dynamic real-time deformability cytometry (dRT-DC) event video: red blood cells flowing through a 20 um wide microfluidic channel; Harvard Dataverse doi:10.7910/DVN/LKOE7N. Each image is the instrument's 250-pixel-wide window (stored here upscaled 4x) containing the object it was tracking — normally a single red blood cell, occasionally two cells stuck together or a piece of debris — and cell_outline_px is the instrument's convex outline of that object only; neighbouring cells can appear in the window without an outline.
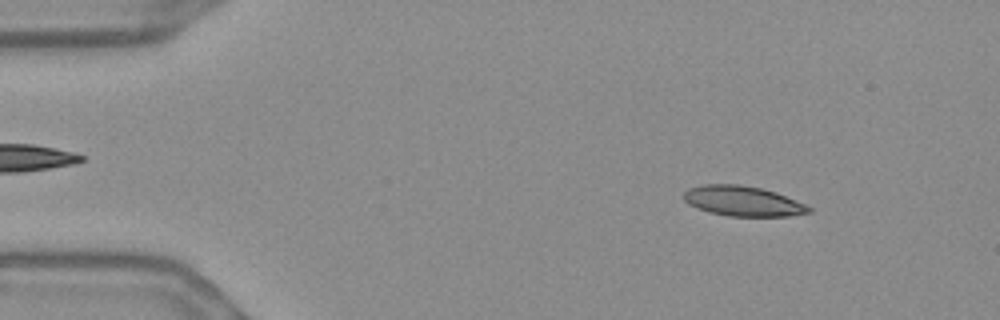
{"species": "Egyptian fruit bat (a non-hibernating species)", "species_latin": "Rousettus aegyptiacus", "temperature_condition": "warm", "stored_images_in_passage": 54, "camera_frame_rate_fps": 3000, "um_per_image_px": 0.085, "frame": {"image": 1, "passage_image": 6, "time_ms": 1.667, "image_size_px": [1000, 320], "cell_outline_px": [[812, 212], [788, 216], [728, 216], [708, 212], [696, 208], [688, 204], [684, 200], [684, 192], [688, 188], [704, 184], [740, 184], [760, 188], [776, 192], [808, 204], [812, 208]], "centroid_in_image_um": [63.16, 17.09], "position_along_channel_um": 21.8, "area_um2": 22.2}}
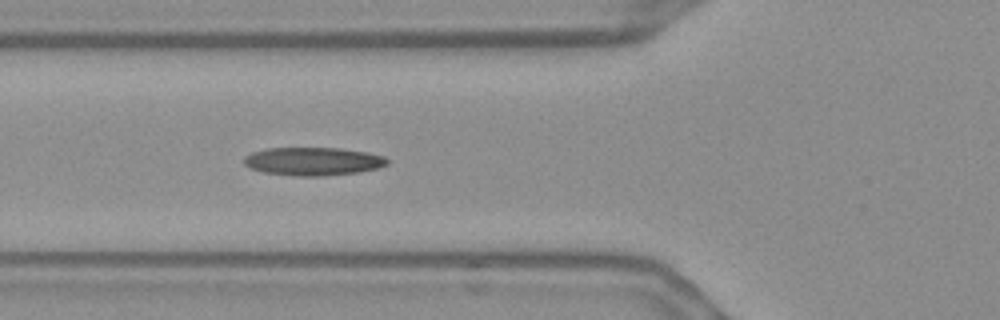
{"frame": {"image": 2, "passage_image": 19, "time_ms": 6.0, "image_size_px": [1000, 320], "cell_outline_px": [[388, 164], [380, 168], [360, 172], [324, 176], [296, 176], [264, 172], [252, 168], [244, 164], [244, 156], [252, 152], [268, 148], [340, 148], [368, 152], [384, 156], [388, 160]], "centroid_in_image_um": [26.65, 13.71], "position_along_channel_um": 99.1, "area_um2": 23.64}}
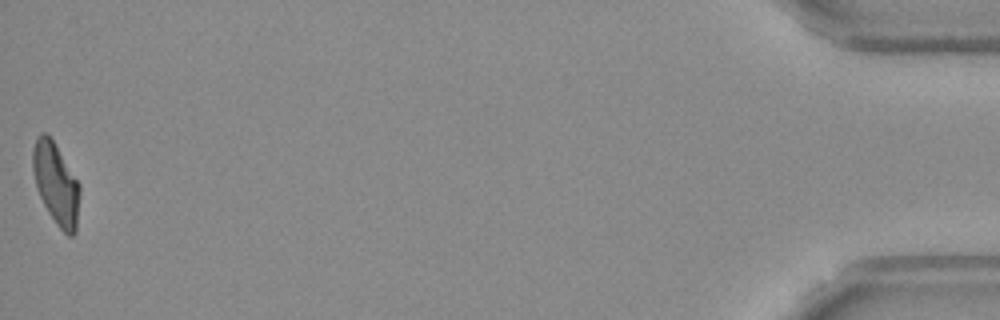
{"frame": {"image": 3, "passage_image": 54, "time_ms": 17.667, "image_size_px": [1000, 320], "cell_outline_px": [[80, 196], [76, 232], [72, 236], [68, 236], [56, 224], [48, 212], [36, 188], [32, 168], [32, 148], [36, 136], [40, 132], [44, 132], [52, 140], [80, 184]], "centroid_in_image_um": [4.75, 15.63], "position_along_channel_um": 430.4, "area_um2": 22.37}, "authors_computed_cell_mechanics": {"area_um2": 22.7732, "velocity_mm_per_s": 3.6751, "shape_relaxation_time_tau1_ms": 6.985, "shape_relaxation_time_tau2_ms": 1.8347, "deformation_change_tau1": 0.2074, "deformation_change_tau2": 0.098}}